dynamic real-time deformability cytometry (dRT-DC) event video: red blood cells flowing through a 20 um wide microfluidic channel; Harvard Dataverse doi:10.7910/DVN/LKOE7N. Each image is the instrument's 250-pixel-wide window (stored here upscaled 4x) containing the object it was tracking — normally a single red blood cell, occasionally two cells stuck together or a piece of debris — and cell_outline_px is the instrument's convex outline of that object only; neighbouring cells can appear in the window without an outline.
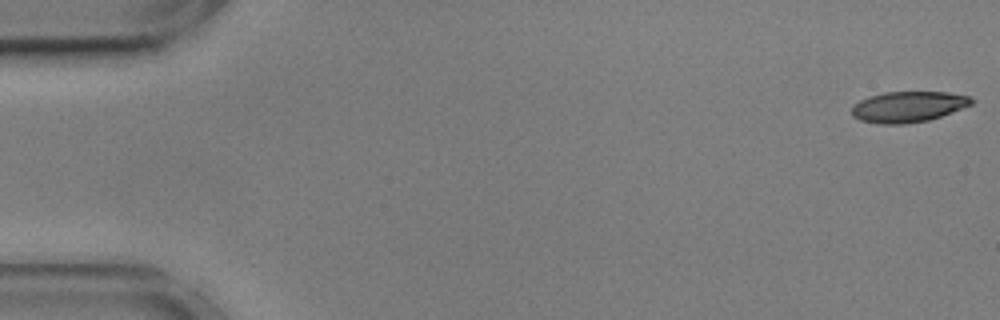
{"species": "common noctule bat (a hibernating species)", "species_latin": "Nyctalus noctula", "temperature_condition": "cold", "stored_images_in_passage": 55, "camera_frame_rate_fps": 3000, "um_per_image_px": 0.085, "animal": {"sex": "male", "body_mass_g": 17.9, "forearm_length_mm": 54.2}, "frame": {"image": 1, "passage_image": 1, "time_ms": 0.0, "image_size_px": [1000, 320], "cell_outline_px": [[976, 100], [972, 104], [940, 116], [928, 120], [904, 124], [880, 124], [860, 120], [852, 116], [852, 108], [860, 100], [868, 96], [884, 92], [948, 92], [968, 96]], "centroid_in_image_um": [77.19, 9.07], "position_along_channel_um": 7.8, "area_um2": 21.39}}
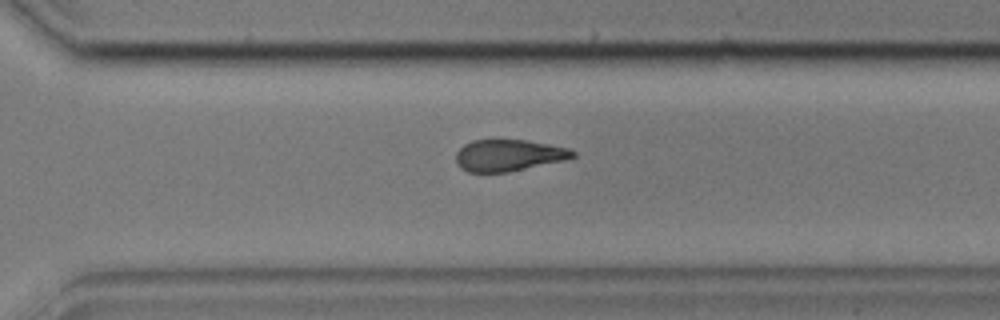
{"frame": {"image": 2, "passage_image": 39, "time_ms": 12.667, "image_size_px": [1000, 320], "cell_outline_px": [[576, 156], [564, 160], [508, 172], [468, 172], [460, 168], [456, 164], [456, 152], [464, 144], [472, 140], [528, 140], [568, 148], [576, 152]], "centroid_in_image_um": [43.2, 13.2], "position_along_channel_um": 327.4, "area_um2": 21.5}}
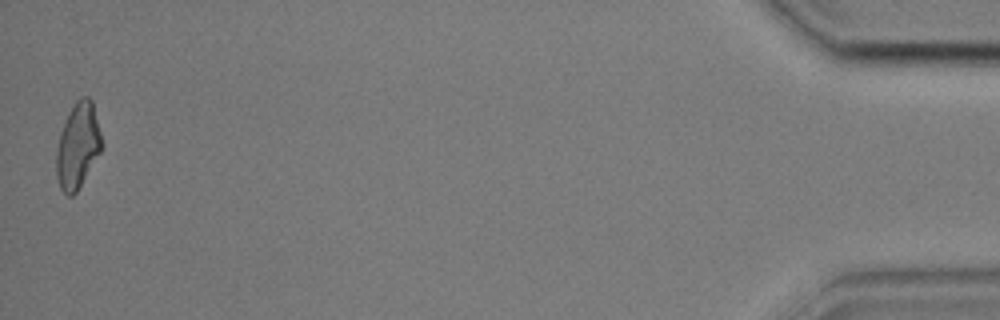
{"frame": {"image": 3, "passage_image": 55, "time_ms": 18.0, "image_size_px": [1000, 320], "cell_outline_px": [[104, 148], [76, 192], [72, 196], [68, 196], [60, 188], [56, 176], [56, 148], [60, 132], [76, 100], [80, 96], [88, 96], [92, 100], [104, 144]], "centroid_in_image_um": [6.64, 12.39], "position_along_channel_um": 428.6, "area_um2": 22.77}, "authors_computed_cell_mechanics": {"area_um2": 22.9466, "velocity_mm_per_s": 3.5904, "shape_relaxation_time_tau1_ms": 5.481, "shape_relaxation_time_tau2_ms": null, "deformation_change_tau1": 0.1546, "deformation_change_tau2": null}}